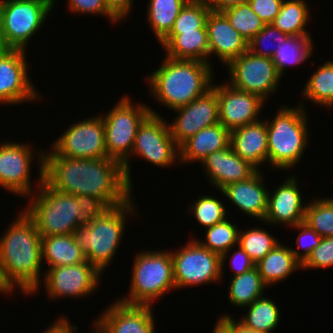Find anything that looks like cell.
Returning a JSON list of instances; mask_svg holds the SVG:
<instances>
[{
  "instance_id": "1",
  "label": "cell",
  "mask_w": 333,
  "mask_h": 333,
  "mask_svg": "<svg viewBox=\"0 0 333 333\" xmlns=\"http://www.w3.org/2000/svg\"><path fill=\"white\" fill-rule=\"evenodd\" d=\"M44 180L54 189L72 195L101 199L109 208L132 197L123 165L111 158L85 159L44 152Z\"/></svg>"
},
{
  "instance_id": "2",
  "label": "cell",
  "mask_w": 333,
  "mask_h": 333,
  "mask_svg": "<svg viewBox=\"0 0 333 333\" xmlns=\"http://www.w3.org/2000/svg\"><path fill=\"white\" fill-rule=\"evenodd\" d=\"M0 237V262L5 275L27 295L39 291L43 265L41 240L34 220L22 210ZM41 276V278H40Z\"/></svg>"
},
{
  "instance_id": "3",
  "label": "cell",
  "mask_w": 333,
  "mask_h": 333,
  "mask_svg": "<svg viewBox=\"0 0 333 333\" xmlns=\"http://www.w3.org/2000/svg\"><path fill=\"white\" fill-rule=\"evenodd\" d=\"M147 79L156 102L170 110L182 107L212 88L213 66L198 60L165 56ZM158 100V101H157Z\"/></svg>"
},
{
  "instance_id": "4",
  "label": "cell",
  "mask_w": 333,
  "mask_h": 333,
  "mask_svg": "<svg viewBox=\"0 0 333 333\" xmlns=\"http://www.w3.org/2000/svg\"><path fill=\"white\" fill-rule=\"evenodd\" d=\"M132 202L131 197L126 203L106 210L88 226L76 228L72 232L86 260L101 274L116 256L124 236L126 216L137 211Z\"/></svg>"
},
{
  "instance_id": "5",
  "label": "cell",
  "mask_w": 333,
  "mask_h": 333,
  "mask_svg": "<svg viewBox=\"0 0 333 333\" xmlns=\"http://www.w3.org/2000/svg\"><path fill=\"white\" fill-rule=\"evenodd\" d=\"M37 156L39 192L28 196L32 197V200L30 199V206L27 205L24 210L36 223L41 236L72 234L78 228V217L82 211L77 198L52 188L44 180V151H39Z\"/></svg>"
},
{
  "instance_id": "6",
  "label": "cell",
  "mask_w": 333,
  "mask_h": 333,
  "mask_svg": "<svg viewBox=\"0 0 333 333\" xmlns=\"http://www.w3.org/2000/svg\"><path fill=\"white\" fill-rule=\"evenodd\" d=\"M304 105L303 102L297 107L283 104L272 120L266 119L268 164L272 168L288 170L302 159L310 134Z\"/></svg>"
},
{
  "instance_id": "7",
  "label": "cell",
  "mask_w": 333,
  "mask_h": 333,
  "mask_svg": "<svg viewBox=\"0 0 333 333\" xmlns=\"http://www.w3.org/2000/svg\"><path fill=\"white\" fill-rule=\"evenodd\" d=\"M171 252H138L133 262L130 293L117 300L127 305L152 306V302L161 298L163 294L175 290Z\"/></svg>"
},
{
  "instance_id": "8",
  "label": "cell",
  "mask_w": 333,
  "mask_h": 333,
  "mask_svg": "<svg viewBox=\"0 0 333 333\" xmlns=\"http://www.w3.org/2000/svg\"><path fill=\"white\" fill-rule=\"evenodd\" d=\"M121 98L108 113L101 116L104 120L107 156L123 165L128 184L132 188L129 164L131 152L138 129L151 111L143 102L133 105L127 95Z\"/></svg>"
},
{
  "instance_id": "9",
  "label": "cell",
  "mask_w": 333,
  "mask_h": 333,
  "mask_svg": "<svg viewBox=\"0 0 333 333\" xmlns=\"http://www.w3.org/2000/svg\"><path fill=\"white\" fill-rule=\"evenodd\" d=\"M55 0H0V34L4 49L26 50Z\"/></svg>"
},
{
  "instance_id": "10",
  "label": "cell",
  "mask_w": 333,
  "mask_h": 333,
  "mask_svg": "<svg viewBox=\"0 0 333 333\" xmlns=\"http://www.w3.org/2000/svg\"><path fill=\"white\" fill-rule=\"evenodd\" d=\"M171 253L176 288L219 282L221 256L203 247L196 238Z\"/></svg>"
},
{
  "instance_id": "11",
  "label": "cell",
  "mask_w": 333,
  "mask_h": 333,
  "mask_svg": "<svg viewBox=\"0 0 333 333\" xmlns=\"http://www.w3.org/2000/svg\"><path fill=\"white\" fill-rule=\"evenodd\" d=\"M229 84L259 96L266 102L270 94L278 90L281 77L272 58L257 56L246 51L227 65Z\"/></svg>"
},
{
  "instance_id": "12",
  "label": "cell",
  "mask_w": 333,
  "mask_h": 333,
  "mask_svg": "<svg viewBox=\"0 0 333 333\" xmlns=\"http://www.w3.org/2000/svg\"><path fill=\"white\" fill-rule=\"evenodd\" d=\"M150 111L138 129L131 155L140 156L155 166L169 167L179 160V146L173 140L165 118L152 108Z\"/></svg>"
},
{
  "instance_id": "13",
  "label": "cell",
  "mask_w": 333,
  "mask_h": 333,
  "mask_svg": "<svg viewBox=\"0 0 333 333\" xmlns=\"http://www.w3.org/2000/svg\"><path fill=\"white\" fill-rule=\"evenodd\" d=\"M51 145V149L63 157L108 158L103 117L98 114L71 124Z\"/></svg>"
},
{
  "instance_id": "14",
  "label": "cell",
  "mask_w": 333,
  "mask_h": 333,
  "mask_svg": "<svg viewBox=\"0 0 333 333\" xmlns=\"http://www.w3.org/2000/svg\"><path fill=\"white\" fill-rule=\"evenodd\" d=\"M44 272L41 284L43 282L46 295L53 300L92 295L103 275L87 260L76 265L47 268Z\"/></svg>"
},
{
  "instance_id": "15",
  "label": "cell",
  "mask_w": 333,
  "mask_h": 333,
  "mask_svg": "<svg viewBox=\"0 0 333 333\" xmlns=\"http://www.w3.org/2000/svg\"><path fill=\"white\" fill-rule=\"evenodd\" d=\"M26 53L21 49L0 50V104L11 106L40 100L28 76Z\"/></svg>"
},
{
  "instance_id": "16",
  "label": "cell",
  "mask_w": 333,
  "mask_h": 333,
  "mask_svg": "<svg viewBox=\"0 0 333 333\" xmlns=\"http://www.w3.org/2000/svg\"><path fill=\"white\" fill-rule=\"evenodd\" d=\"M217 92L219 123L229 132L259 120L265 101L259 96L239 90L228 82L212 84Z\"/></svg>"
},
{
  "instance_id": "17",
  "label": "cell",
  "mask_w": 333,
  "mask_h": 333,
  "mask_svg": "<svg viewBox=\"0 0 333 333\" xmlns=\"http://www.w3.org/2000/svg\"><path fill=\"white\" fill-rule=\"evenodd\" d=\"M173 111L178 115L168 126L173 140L180 146L203 128L219 123L217 92L211 88L204 95Z\"/></svg>"
},
{
  "instance_id": "18",
  "label": "cell",
  "mask_w": 333,
  "mask_h": 333,
  "mask_svg": "<svg viewBox=\"0 0 333 333\" xmlns=\"http://www.w3.org/2000/svg\"><path fill=\"white\" fill-rule=\"evenodd\" d=\"M31 145L11 141L0 144V186L23 198L34 191L30 181L35 156Z\"/></svg>"
},
{
  "instance_id": "19",
  "label": "cell",
  "mask_w": 333,
  "mask_h": 333,
  "mask_svg": "<svg viewBox=\"0 0 333 333\" xmlns=\"http://www.w3.org/2000/svg\"><path fill=\"white\" fill-rule=\"evenodd\" d=\"M152 310V306L127 305L116 300L93 325L102 333H156Z\"/></svg>"
},
{
  "instance_id": "20",
  "label": "cell",
  "mask_w": 333,
  "mask_h": 333,
  "mask_svg": "<svg viewBox=\"0 0 333 333\" xmlns=\"http://www.w3.org/2000/svg\"><path fill=\"white\" fill-rule=\"evenodd\" d=\"M296 176H290L272 194H268V208L263 220L267 224L293 227L304 222L306 205ZM305 205V206H303Z\"/></svg>"
},
{
  "instance_id": "21",
  "label": "cell",
  "mask_w": 333,
  "mask_h": 333,
  "mask_svg": "<svg viewBox=\"0 0 333 333\" xmlns=\"http://www.w3.org/2000/svg\"><path fill=\"white\" fill-rule=\"evenodd\" d=\"M200 163L209 183L220 191L229 184L249 179L258 171L249 161L237 155L230 145L209 154Z\"/></svg>"
},
{
  "instance_id": "22",
  "label": "cell",
  "mask_w": 333,
  "mask_h": 333,
  "mask_svg": "<svg viewBox=\"0 0 333 333\" xmlns=\"http://www.w3.org/2000/svg\"><path fill=\"white\" fill-rule=\"evenodd\" d=\"M209 56L217 55L228 65L248 50V42L235 30L222 12H210L206 20Z\"/></svg>"
},
{
  "instance_id": "23",
  "label": "cell",
  "mask_w": 333,
  "mask_h": 333,
  "mask_svg": "<svg viewBox=\"0 0 333 333\" xmlns=\"http://www.w3.org/2000/svg\"><path fill=\"white\" fill-rule=\"evenodd\" d=\"M261 172L260 169L247 180L229 184L221 192L244 214L263 222L268 208L269 191L263 184L264 175Z\"/></svg>"
},
{
  "instance_id": "24",
  "label": "cell",
  "mask_w": 333,
  "mask_h": 333,
  "mask_svg": "<svg viewBox=\"0 0 333 333\" xmlns=\"http://www.w3.org/2000/svg\"><path fill=\"white\" fill-rule=\"evenodd\" d=\"M267 122L258 120L230 132V146L258 170L268 162ZM260 166V167H259Z\"/></svg>"
},
{
  "instance_id": "25",
  "label": "cell",
  "mask_w": 333,
  "mask_h": 333,
  "mask_svg": "<svg viewBox=\"0 0 333 333\" xmlns=\"http://www.w3.org/2000/svg\"><path fill=\"white\" fill-rule=\"evenodd\" d=\"M230 144V132L221 124L203 128L179 146V162H201L209 154Z\"/></svg>"
},
{
  "instance_id": "26",
  "label": "cell",
  "mask_w": 333,
  "mask_h": 333,
  "mask_svg": "<svg viewBox=\"0 0 333 333\" xmlns=\"http://www.w3.org/2000/svg\"><path fill=\"white\" fill-rule=\"evenodd\" d=\"M160 44L166 50L167 57L198 60L211 64L206 25L194 31L168 34Z\"/></svg>"
},
{
  "instance_id": "27",
  "label": "cell",
  "mask_w": 333,
  "mask_h": 333,
  "mask_svg": "<svg viewBox=\"0 0 333 333\" xmlns=\"http://www.w3.org/2000/svg\"><path fill=\"white\" fill-rule=\"evenodd\" d=\"M255 266L268 287L289 278L292 273L302 268V264L293 255L291 247L281 243H278Z\"/></svg>"
},
{
  "instance_id": "28",
  "label": "cell",
  "mask_w": 333,
  "mask_h": 333,
  "mask_svg": "<svg viewBox=\"0 0 333 333\" xmlns=\"http://www.w3.org/2000/svg\"><path fill=\"white\" fill-rule=\"evenodd\" d=\"M41 251L42 261L46 260L48 268L76 265L86 260L72 234L42 236Z\"/></svg>"
},
{
  "instance_id": "29",
  "label": "cell",
  "mask_w": 333,
  "mask_h": 333,
  "mask_svg": "<svg viewBox=\"0 0 333 333\" xmlns=\"http://www.w3.org/2000/svg\"><path fill=\"white\" fill-rule=\"evenodd\" d=\"M228 292L230 304L234 307H247L259 299L267 285L263 282L257 267L231 278Z\"/></svg>"
},
{
  "instance_id": "30",
  "label": "cell",
  "mask_w": 333,
  "mask_h": 333,
  "mask_svg": "<svg viewBox=\"0 0 333 333\" xmlns=\"http://www.w3.org/2000/svg\"><path fill=\"white\" fill-rule=\"evenodd\" d=\"M308 7L305 0H283L279 14L271 24L289 36L309 35L306 27L311 11Z\"/></svg>"
},
{
  "instance_id": "31",
  "label": "cell",
  "mask_w": 333,
  "mask_h": 333,
  "mask_svg": "<svg viewBox=\"0 0 333 333\" xmlns=\"http://www.w3.org/2000/svg\"><path fill=\"white\" fill-rule=\"evenodd\" d=\"M189 0H149L147 20L159 43L170 33L181 9Z\"/></svg>"
},
{
  "instance_id": "32",
  "label": "cell",
  "mask_w": 333,
  "mask_h": 333,
  "mask_svg": "<svg viewBox=\"0 0 333 333\" xmlns=\"http://www.w3.org/2000/svg\"><path fill=\"white\" fill-rule=\"evenodd\" d=\"M310 35L289 36L272 57L275 69L282 78L288 66L298 65L310 59L313 42Z\"/></svg>"
},
{
  "instance_id": "33",
  "label": "cell",
  "mask_w": 333,
  "mask_h": 333,
  "mask_svg": "<svg viewBox=\"0 0 333 333\" xmlns=\"http://www.w3.org/2000/svg\"><path fill=\"white\" fill-rule=\"evenodd\" d=\"M237 227L238 225L236 226L226 218L222 222L206 228L205 241L196 239L203 247L221 256V275L224 274L223 266L230 255V250H233L234 246H238L240 230Z\"/></svg>"
},
{
  "instance_id": "34",
  "label": "cell",
  "mask_w": 333,
  "mask_h": 333,
  "mask_svg": "<svg viewBox=\"0 0 333 333\" xmlns=\"http://www.w3.org/2000/svg\"><path fill=\"white\" fill-rule=\"evenodd\" d=\"M302 95L314 105L333 107V60L325 62L313 72Z\"/></svg>"
},
{
  "instance_id": "35",
  "label": "cell",
  "mask_w": 333,
  "mask_h": 333,
  "mask_svg": "<svg viewBox=\"0 0 333 333\" xmlns=\"http://www.w3.org/2000/svg\"><path fill=\"white\" fill-rule=\"evenodd\" d=\"M247 309V314L238 321L253 330L271 333L278 326L279 320H281L280 310L276 303L264 296L255 300Z\"/></svg>"
},
{
  "instance_id": "36",
  "label": "cell",
  "mask_w": 333,
  "mask_h": 333,
  "mask_svg": "<svg viewBox=\"0 0 333 333\" xmlns=\"http://www.w3.org/2000/svg\"><path fill=\"white\" fill-rule=\"evenodd\" d=\"M279 241L267 230L260 227L239 231L238 245L250 256L256 264L269 253Z\"/></svg>"
},
{
  "instance_id": "37",
  "label": "cell",
  "mask_w": 333,
  "mask_h": 333,
  "mask_svg": "<svg viewBox=\"0 0 333 333\" xmlns=\"http://www.w3.org/2000/svg\"><path fill=\"white\" fill-rule=\"evenodd\" d=\"M304 222L322 238L333 236V198H315L306 203Z\"/></svg>"
},
{
  "instance_id": "38",
  "label": "cell",
  "mask_w": 333,
  "mask_h": 333,
  "mask_svg": "<svg viewBox=\"0 0 333 333\" xmlns=\"http://www.w3.org/2000/svg\"><path fill=\"white\" fill-rule=\"evenodd\" d=\"M231 26L237 30L247 42L257 35L266 25L251 9L248 3L228 8L222 12Z\"/></svg>"
},
{
  "instance_id": "39",
  "label": "cell",
  "mask_w": 333,
  "mask_h": 333,
  "mask_svg": "<svg viewBox=\"0 0 333 333\" xmlns=\"http://www.w3.org/2000/svg\"><path fill=\"white\" fill-rule=\"evenodd\" d=\"M211 12L205 0H189L181 9L169 34H181L202 29Z\"/></svg>"
},
{
  "instance_id": "40",
  "label": "cell",
  "mask_w": 333,
  "mask_h": 333,
  "mask_svg": "<svg viewBox=\"0 0 333 333\" xmlns=\"http://www.w3.org/2000/svg\"><path fill=\"white\" fill-rule=\"evenodd\" d=\"M217 197L202 195L193 204H189V213L193 214L198 223L209 228L227 218L225 205Z\"/></svg>"
},
{
  "instance_id": "41",
  "label": "cell",
  "mask_w": 333,
  "mask_h": 333,
  "mask_svg": "<svg viewBox=\"0 0 333 333\" xmlns=\"http://www.w3.org/2000/svg\"><path fill=\"white\" fill-rule=\"evenodd\" d=\"M289 37L272 24H266L263 29L248 42V51L257 56L272 58L280 45ZM274 42L275 47L265 48L268 41ZM270 43V42H269ZM272 44V43H271ZM269 44V45H271ZM262 46V47H261ZM260 47V48H259ZM264 47V48H263Z\"/></svg>"
},
{
  "instance_id": "42",
  "label": "cell",
  "mask_w": 333,
  "mask_h": 333,
  "mask_svg": "<svg viewBox=\"0 0 333 333\" xmlns=\"http://www.w3.org/2000/svg\"><path fill=\"white\" fill-rule=\"evenodd\" d=\"M292 228L300 231L295 243L298 249L302 248L304 251L301 253L298 249L294 248H291V251L296 259L303 264L313 250L320 244L322 237L305 222L298 223Z\"/></svg>"
},
{
  "instance_id": "43",
  "label": "cell",
  "mask_w": 333,
  "mask_h": 333,
  "mask_svg": "<svg viewBox=\"0 0 333 333\" xmlns=\"http://www.w3.org/2000/svg\"><path fill=\"white\" fill-rule=\"evenodd\" d=\"M78 206L82 210L78 217V228L88 226L94 219L101 216L109 207L97 197L86 194L75 195Z\"/></svg>"
},
{
  "instance_id": "44",
  "label": "cell",
  "mask_w": 333,
  "mask_h": 333,
  "mask_svg": "<svg viewBox=\"0 0 333 333\" xmlns=\"http://www.w3.org/2000/svg\"><path fill=\"white\" fill-rule=\"evenodd\" d=\"M329 267H333V236L323 237L320 244L302 264V270Z\"/></svg>"
},
{
  "instance_id": "45",
  "label": "cell",
  "mask_w": 333,
  "mask_h": 333,
  "mask_svg": "<svg viewBox=\"0 0 333 333\" xmlns=\"http://www.w3.org/2000/svg\"><path fill=\"white\" fill-rule=\"evenodd\" d=\"M72 14H94L107 16L115 24L120 20L107 8L104 0H68Z\"/></svg>"
},
{
  "instance_id": "46",
  "label": "cell",
  "mask_w": 333,
  "mask_h": 333,
  "mask_svg": "<svg viewBox=\"0 0 333 333\" xmlns=\"http://www.w3.org/2000/svg\"><path fill=\"white\" fill-rule=\"evenodd\" d=\"M283 0H249L252 11L260 17L265 24H271L279 14Z\"/></svg>"
},
{
  "instance_id": "47",
  "label": "cell",
  "mask_w": 333,
  "mask_h": 333,
  "mask_svg": "<svg viewBox=\"0 0 333 333\" xmlns=\"http://www.w3.org/2000/svg\"><path fill=\"white\" fill-rule=\"evenodd\" d=\"M238 249L231 257L230 267L234 270L233 276L241 275L255 267V263L251 260L250 256L238 245Z\"/></svg>"
},
{
  "instance_id": "48",
  "label": "cell",
  "mask_w": 333,
  "mask_h": 333,
  "mask_svg": "<svg viewBox=\"0 0 333 333\" xmlns=\"http://www.w3.org/2000/svg\"><path fill=\"white\" fill-rule=\"evenodd\" d=\"M216 323L225 333H266L247 328L241 322L238 320L235 321L227 314L221 315V317L219 316Z\"/></svg>"
},
{
  "instance_id": "49",
  "label": "cell",
  "mask_w": 333,
  "mask_h": 333,
  "mask_svg": "<svg viewBox=\"0 0 333 333\" xmlns=\"http://www.w3.org/2000/svg\"><path fill=\"white\" fill-rule=\"evenodd\" d=\"M107 8L121 21L132 10L134 0H104Z\"/></svg>"
},
{
  "instance_id": "50",
  "label": "cell",
  "mask_w": 333,
  "mask_h": 333,
  "mask_svg": "<svg viewBox=\"0 0 333 333\" xmlns=\"http://www.w3.org/2000/svg\"><path fill=\"white\" fill-rule=\"evenodd\" d=\"M78 327L71 325L68 318L62 317L52 323L43 333H75Z\"/></svg>"
},
{
  "instance_id": "51",
  "label": "cell",
  "mask_w": 333,
  "mask_h": 333,
  "mask_svg": "<svg viewBox=\"0 0 333 333\" xmlns=\"http://www.w3.org/2000/svg\"><path fill=\"white\" fill-rule=\"evenodd\" d=\"M249 0H205L212 12H223L224 10L248 3Z\"/></svg>"
},
{
  "instance_id": "52",
  "label": "cell",
  "mask_w": 333,
  "mask_h": 333,
  "mask_svg": "<svg viewBox=\"0 0 333 333\" xmlns=\"http://www.w3.org/2000/svg\"><path fill=\"white\" fill-rule=\"evenodd\" d=\"M12 291L14 293V286L5 275L2 263L0 262V293H5V295L8 293L12 294Z\"/></svg>"
},
{
  "instance_id": "53",
  "label": "cell",
  "mask_w": 333,
  "mask_h": 333,
  "mask_svg": "<svg viewBox=\"0 0 333 333\" xmlns=\"http://www.w3.org/2000/svg\"><path fill=\"white\" fill-rule=\"evenodd\" d=\"M4 49L2 45V39H1V34H0V50Z\"/></svg>"
},
{
  "instance_id": "54",
  "label": "cell",
  "mask_w": 333,
  "mask_h": 333,
  "mask_svg": "<svg viewBox=\"0 0 333 333\" xmlns=\"http://www.w3.org/2000/svg\"><path fill=\"white\" fill-rule=\"evenodd\" d=\"M95 331V332H94ZM93 331V333H102L97 327L95 328V330Z\"/></svg>"
}]
</instances>
